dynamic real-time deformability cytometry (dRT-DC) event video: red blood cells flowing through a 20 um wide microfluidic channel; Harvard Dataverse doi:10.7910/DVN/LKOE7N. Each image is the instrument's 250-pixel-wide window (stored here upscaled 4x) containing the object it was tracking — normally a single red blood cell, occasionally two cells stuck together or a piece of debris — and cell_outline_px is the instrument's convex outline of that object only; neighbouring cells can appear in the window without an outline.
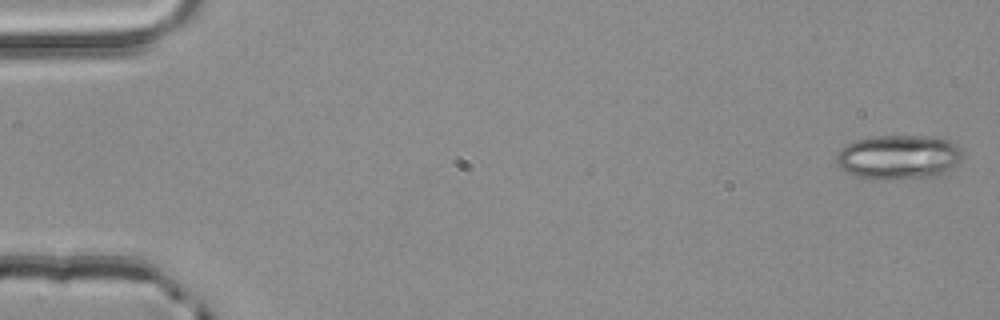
{"species": "common noctule bat (a hibernating species)", "species_latin": "Nyctalus noctula", "temperature_condition": "room temperature", "stored_images_in_passage": 5, "camera_frame_rate_fps": 3000, "um_per_image_px": 0.085, "animal": {"sex": "male", "body_mass_g": 20.4}, "frame": {"image": 1, "passage_image": 1, "time_ms": 0.0, "image_size_px": [1000, 320], "cell_outline_px": [[960, 160], [940, 176], [888, 180], [868, 180], [844, 172], [836, 164], [836, 152], [840, 148], [856, 140], [876, 136], [936, 136], [948, 140], [956, 144], [960, 152]], "centroid_in_image_um": [76.31, 13.37], "position_along_channel_um": 8.7, "area_um2": 33.06}}
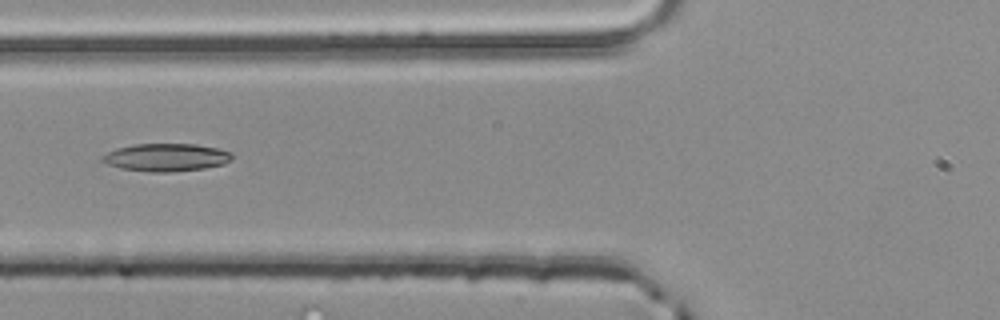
{"frame": {"image": 2, "passage_image": 5, "time_ms": 1.333, "image_size_px": [1000, 320], "cell_outline_px": [[232, 160], [224, 164], [204, 168], [172, 172], [148, 172], [120, 168], [108, 164], [100, 160], [100, 156], [116, 148], [136, 144], [196, 144], [216, 148], [232, 152]], "centroid_in_image_um": [14.11, 13.38], "position_along_channel_um": 111.7, "area_um2": 21.1}}